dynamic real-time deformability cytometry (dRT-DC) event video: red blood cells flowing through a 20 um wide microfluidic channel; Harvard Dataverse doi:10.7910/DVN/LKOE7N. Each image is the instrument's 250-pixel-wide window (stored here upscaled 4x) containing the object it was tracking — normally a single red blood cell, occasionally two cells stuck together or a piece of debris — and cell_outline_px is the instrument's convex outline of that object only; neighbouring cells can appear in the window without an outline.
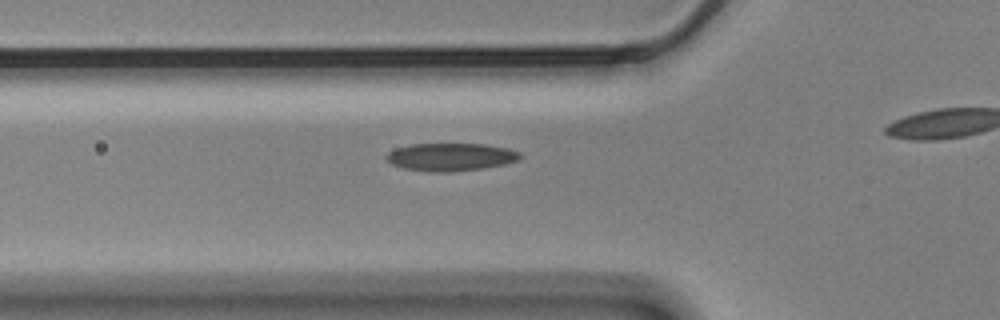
{"species": "Egyptian fruit bat (a non-hibernating species)", "species_latin": "Rousettus aegyptiacus", "temperature_condition": "cold", "stored_images_in_passage": 42, "camera_frame_rate_fps": 3000, "um_per_image_px": 0.085, "animal": {"sex": "male"}, "frame": {"image": 1, "passage_image": 15, "time_ms": 4.667, "image_size_px": [1000, 320], "cell_outline_px": [[520, 156], [516, 160], [504, 164], [484, 168], [452, 172], [428, 172], [404, 168], [392, 164], [388, 160], [388, 152], [396, 148], [412, 144], [484, 144], [508, 148], [520, 152]], "centroid_in_image_um": [38.31, 13.34], "position_along_channel_um": 87.5, "area_um2": 21.5}}
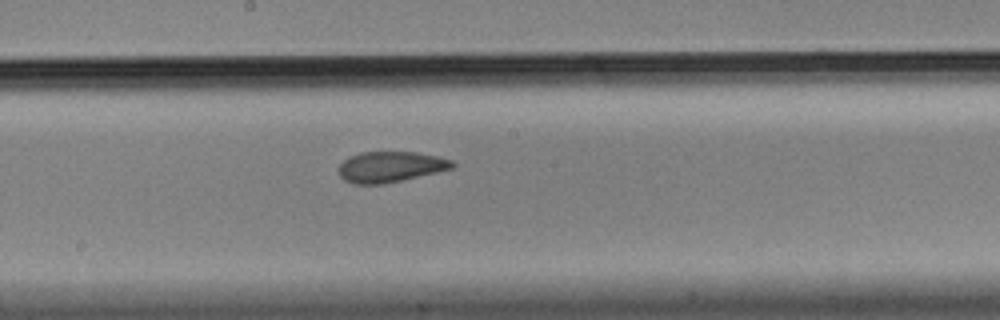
{"frame": {"image": 2, "passage_image": 26, "time_ms": 8.333, "image_size_px": [1000, 320], "cell_outline_px": [[456, 164], [452, 168], [404, 180], [384, 184], [352, 184], [344, 180], [340, 176], [340, 164], [348, 156], [360, 152], [416, 152], [436, 156], [452, 160]], "centroid_in_image_um": [33.17, 14.18], "position_along_channel_um": 215.0, "area_um2": 20.35}}
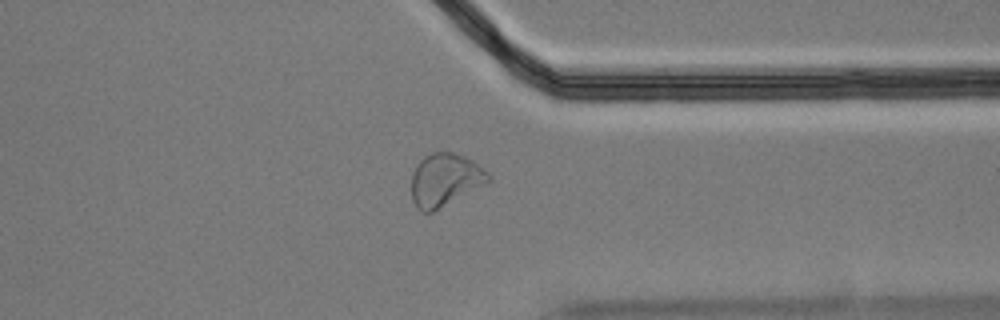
{"frame": {"image": 3, "passage_image": 40, "time_ms": 13.0, "image_size_px": [1000, 320], "cell_outline_px": [[492, 180], [488, 184], [432, 212], [420, 212], [416, 208], [412, 200], [412, 172], [416, 164], [424, 156], [432, 152], [452, 152], [464, 156], [472, 160], [488, 172], [492, 176]], "centroid_in_image_um": [37.84, 15.3], "position_along_channel_um": 373.6, "area_um2": 24.04}}